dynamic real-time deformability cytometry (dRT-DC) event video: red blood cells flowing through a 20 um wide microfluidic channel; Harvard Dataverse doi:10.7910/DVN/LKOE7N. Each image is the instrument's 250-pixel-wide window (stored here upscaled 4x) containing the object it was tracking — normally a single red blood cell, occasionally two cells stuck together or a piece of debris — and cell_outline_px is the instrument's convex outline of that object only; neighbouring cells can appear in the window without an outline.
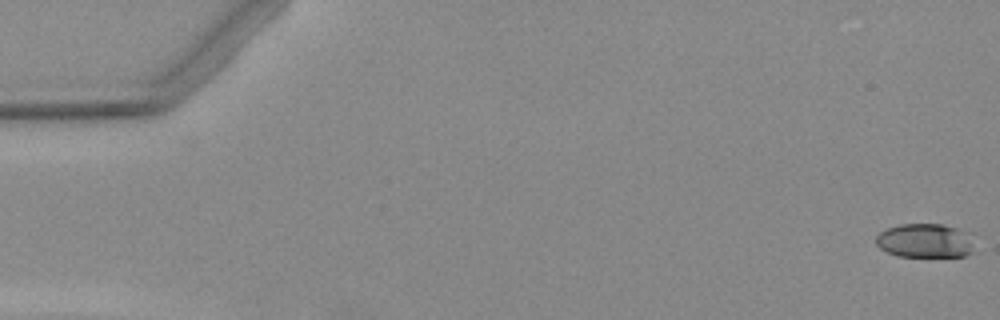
{"species": "Egyptian fruit bat (a non-hibernating species)", "species_latin": "Rousettus aegyptiacus", "temperature_condition": "warm", "stored_images_in_passage": 2, "camera_frame_rate_fps": 3000, "um_per_image_px": 0.085, "animal": {"sex": "female"}, "frame": {"image": 1, "passage_image": 2, "time_ms": 1.333, "image_size_px": [1000, 320], "cell_outline_px": [[972, 252], [964, 256], [900, 256], [888, 252], [880, 248], [876, 244], [876, 236], [880, 232], [888, 228], [900, 224], [944, 224], [972, 232]], "centroid_in_image_um": [78.67, 20.44], "position_along_channel_um": 6.3, "area_um2": 19.65}}